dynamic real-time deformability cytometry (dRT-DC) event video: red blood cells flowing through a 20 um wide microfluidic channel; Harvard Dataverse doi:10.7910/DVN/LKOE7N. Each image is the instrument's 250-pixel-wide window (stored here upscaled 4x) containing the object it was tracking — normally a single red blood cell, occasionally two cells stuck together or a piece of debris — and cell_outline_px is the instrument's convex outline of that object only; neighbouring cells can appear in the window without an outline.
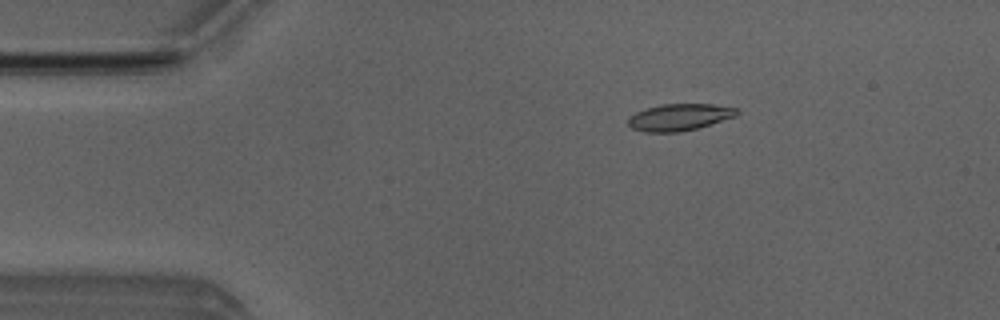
{"species": "Egyptian fruit bat (a non-hibernating species)", "species_latin": "Rousettus aegyptiacus", "temperature_condition": "room temperature", "stored_images_in_passage": 46, "camera_frame_rate_fps": 3000, "um_per_image_px": 0.085, "animal": {"sex": "male"}, "frame": {"image": 1, "passage_image": 4, "time_ms": 1.0, "image_size_px": [1000, 320], "cell_outline_px": [[740, 112], [736, 116], [696, 128], [680, 132], [644, 132], [632, 128], [628, 124], [628, 116], [644, 108], [660, 104], [712, 104], [736, 108]], "centroid_in_image_um": [57.7, 9.95], "position_along_channel_um": 27.3, "area_um2": 16.99}}
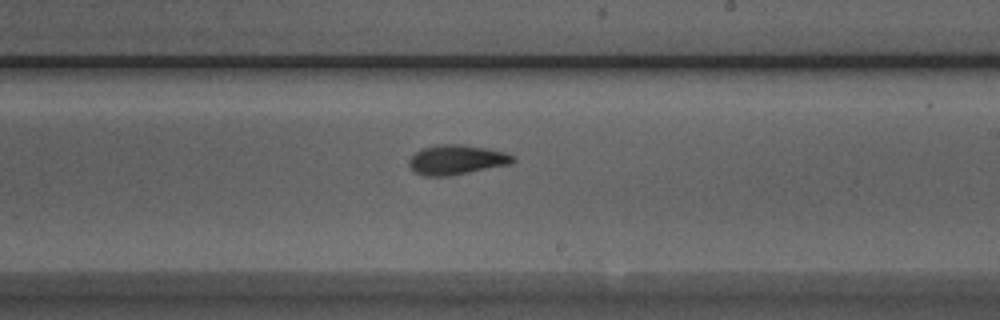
{"frame": {"image": 2, "passage_image": 25, "time_ms": 8.0, "image_size_px": [1000, 320], "cell_outline_px": [[516, 160], [512, 164], [448, 176], [424, 176], [416, 172], [408, 164], [408, 160], [420, 148], [436, 144], [464, 144], [488, 148], [504, 152], [516, 156]], "centroid_in_image_um": [38.83, 13.56], "position_along_channel_um": 250.2, "area_um2": 18.21}}
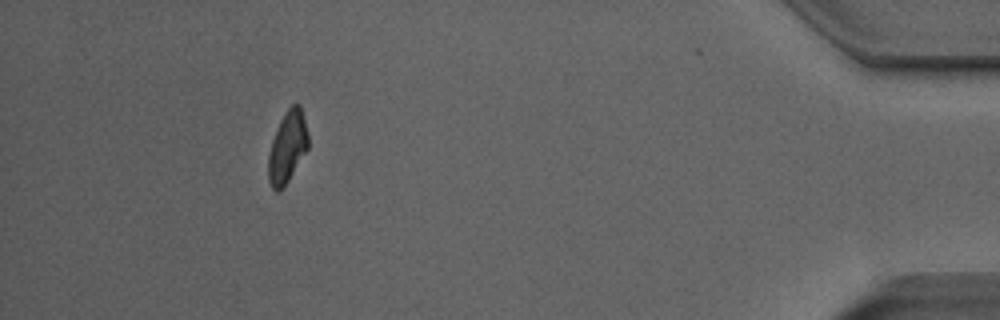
{"frame": {"image": 3, "passage_image": 42, "time_ms": 13.667, "image_size_px": [1000, 320], "cell_outline_px": [[308, 148], [284, 188], [276, 192], [272, 188], [268, 180], [268, 156], [272, 140], [276, 128], [284, 112], [292, 104], [300, 104], [308, 132]], "centroid_in_image_um": [24.42, 12.5], "position_along_channel_um": 410.8, "area_um2": 16.76}, "authors_computed_cell_mechanics": {"area_um2": 17.1666, "velocity_mm_per_s": 3.9878, "shape_relaxation_time_tau1_ms": 5.1208, "shape_relaxation_time_tau2_ms": 3.3361, "deformation_change_tau1": 0.1801, "deformation_change_tau2": 0.0918}}